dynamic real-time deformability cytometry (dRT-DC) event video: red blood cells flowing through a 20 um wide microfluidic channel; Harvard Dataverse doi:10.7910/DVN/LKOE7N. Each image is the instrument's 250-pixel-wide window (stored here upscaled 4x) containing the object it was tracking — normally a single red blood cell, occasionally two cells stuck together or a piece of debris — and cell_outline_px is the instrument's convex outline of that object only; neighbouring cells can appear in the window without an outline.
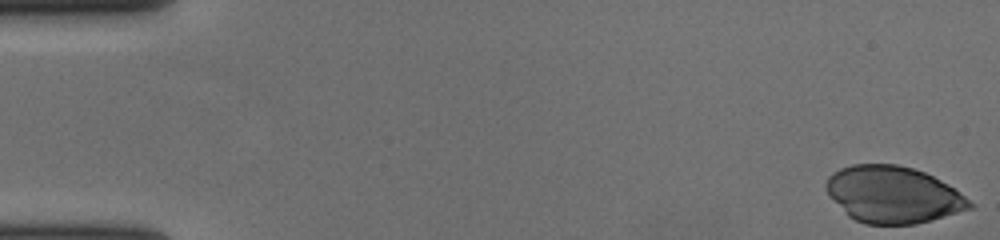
{"species": "human", "species_latin": "Homo sapiens", "temperature_condition": "cold", "stored_images_in_passage": 50, "camera_frame_rate_fps": 3000, "um_per_image_px": 0.085, "donor": {"sex": "female"}, "frame": {"image": 1, "passage_image": 1, "time_ms": 0.0, "image_size_px": [1000, 240], "cell_outline_px": [[976, 204], [972, 208], [916, 224], [864, 224], [848, 216], [828, 192], [824, 184], [828, 176], [832, 172], [840, 168], [852, 164], [896, 164], [912, 168], [924, 172], [948, 184]], "centroid_in_image_um": [75.91, 16.53], "position_along_channel_um": 9.1, "area_um2": 47.22}}
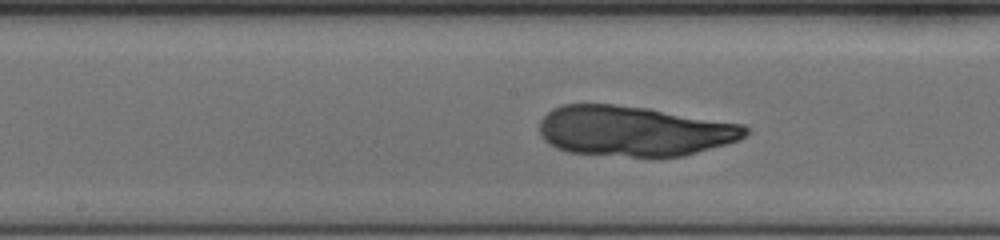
{"frame": {"image": 2, "passage_image": 29, "time_ms": 9.333, "image_size_px": [1000, 240], "cell_outline_px": [[748, 132], [740, 140], [684, 156], [632, 156], [568, 152], [556, 148], [548, 144], [540, 136], [540, 120], [552, 108], [560, 104], [616, 104], [648, 108], [744, 124], [748, 128]], "centroid_in_image_um": [53.88, 11.12], "position_along_channel_um": 194.3, "area_um2": 60.4}}
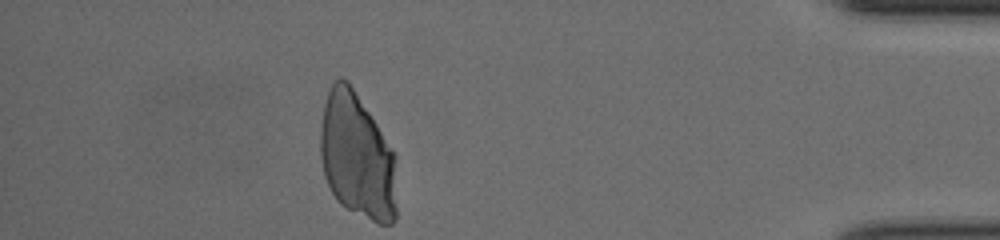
{"frame": {"image": 3, "passage_image": 50, "time_ms": 16.333, "image_size_px": [1000, 240], "cell_outline_px": [[396, 220], [392, 224], [380, 224], [340, 204], [336, 200], [324, 176], [320, 156], [320, 128], [324, 104], [328, 92], [332, 84], [340, 76], [348, 80], [376, 124], [396, 156]], "centroid_in_image_um": [30.35, 13.28], "position_along_channel_um": 404.9, "area_um2": 55.89}}